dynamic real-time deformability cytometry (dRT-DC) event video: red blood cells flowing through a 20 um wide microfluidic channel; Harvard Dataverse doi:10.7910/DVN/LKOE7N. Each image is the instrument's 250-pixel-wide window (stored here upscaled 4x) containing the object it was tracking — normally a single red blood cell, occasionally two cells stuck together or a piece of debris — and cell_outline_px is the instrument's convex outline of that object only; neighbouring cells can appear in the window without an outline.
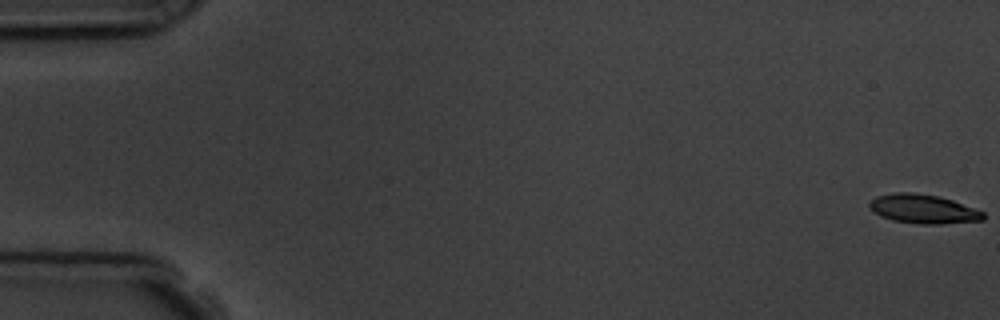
{"species": "common noctule bat (a hibernating species)", "species_latin": "Nyctalus noctula", "temperature_condition": "room temperature", "stored_images_in_passage": 10, "camera_frame_rate_fps": 3000, "um_per_image_px": 0.085, "animal": {"sex": "male", "body_mass_g": 19.5, "forearm_length_mm": 54.6}, "frame": {"image": 1, "passage_image": 1, "time_ms": 0.0, "image_size_px": [1000, 320], "cell_outline_px": [[984, 220], [940, 224], [920, 224], [892, 220], [880, 216], [872, 212], [868, 204], [876, 196], [896, 192], [912, 192], [940, 196], [952, 200], [984, 212]], "centroid_in_image_um": [78.45, 17.76], "position_along_channel_um": 6.6, "area_um2": 19.31}}
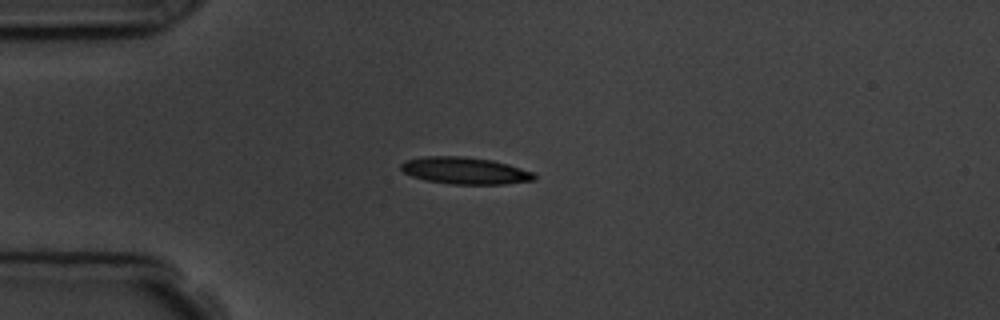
{"frame": {"image": 2, "passage_image": 5, "time_ms": 4.667, "image_size_px": [1000, 320], "cell_outline_px": [[536, 180], [504, 184], [452, 184], [428, 180], [412, 176], [404, 172], [400, 168], [400, 164], [404, 160], [424, 156], [464, 156], [492, 160], [508, 164], [536, 172]], "centroid_in_image_um": [39.56, 14.5], "position_along_channel_um": 45.4, "area_um2": 21.04}}